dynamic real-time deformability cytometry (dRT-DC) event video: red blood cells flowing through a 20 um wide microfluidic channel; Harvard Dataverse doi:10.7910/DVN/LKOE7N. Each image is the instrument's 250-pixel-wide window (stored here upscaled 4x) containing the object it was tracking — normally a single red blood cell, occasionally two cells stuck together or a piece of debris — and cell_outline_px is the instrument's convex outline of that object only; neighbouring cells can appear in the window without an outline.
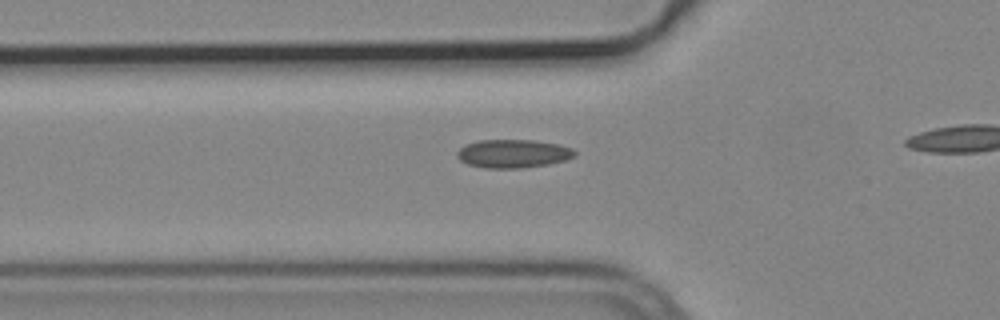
{"species": "common noctule bat (a hibernating species)", "species_latin": "Nyctalus noctula", "temperature_condition": "cold", "stored_images_in_passage": 3, "camera_frame_rate_fps": 3000, "um_per_image_px": 0.085, "animal": {"sex": "male", "body_mass_g": 19.2, "forearm_length_mm": 51.8}, "frame": {"image": 1, "passage_image": 3, "time_ms": 0.667, "image_size_px": [1000, 320], "cell_outline_px": [[576, 156], [564, 160], [548, 164], [520, 168], [484, 168], [468, 164], [460, 160], [456, 156], [456, 152], [464, 144], [480, 140], [532, 140], [556, 144], [572, 148], [576, 152]], "centroid_in_image_um": [43.58, 13.06], "position_along_channel_um": 82.2, "area_um2": 19.42}}